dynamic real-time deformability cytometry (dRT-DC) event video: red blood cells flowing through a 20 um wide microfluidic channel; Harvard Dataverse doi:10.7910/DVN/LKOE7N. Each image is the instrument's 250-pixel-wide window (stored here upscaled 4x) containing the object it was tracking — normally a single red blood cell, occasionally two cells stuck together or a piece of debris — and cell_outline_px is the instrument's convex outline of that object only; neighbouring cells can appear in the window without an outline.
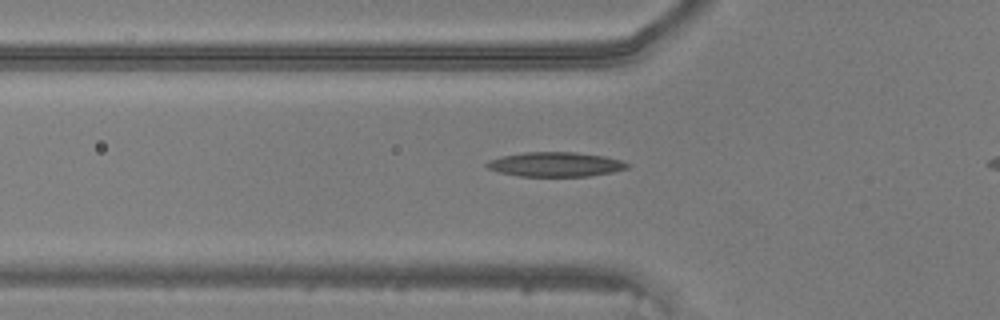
{"species": "common noctule bat (a hibernating species)", "species_latin": "Nyctalus noctula", "temperature_condition": "warm", "stored_images_in_passage": 38, "segment_of_instrument_passage": [1, 2], "camera_frame_rate_fps": 3000, "um_per_image_px": 0.085, "animal": {"sex": "male", "body_mass_g": 20.5, "forearm_length_mm": 52.5}, "frame": {"image": 1, "passage_image": 12, "time_ms": 3.667, "image_size_px": [1000, 320], "cell_outline_px": [[632, 164], [628, 168], [612, 172], [588, 176], [520, 176], [500, 172], [488, 168], [484, 164], [488, 160], [500, 156], [524, 152], [572, 152], [604, 156], [620, 160]], "centroid_in_image_um": [47.21, 13.96], "position_along_channel_um": 78.6, "area_um2": 20.06}}
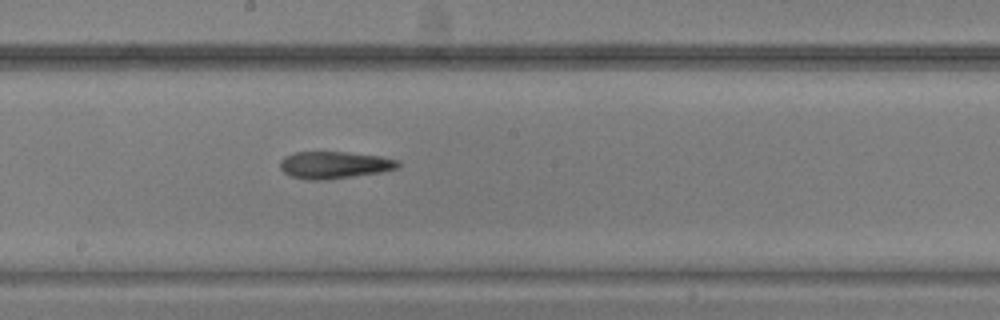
{"frame": {"image": 2, "passage_image": 22, "time_ms": 7.0, "image_size_px": [1000, 320], "cell_outline_px": [[400, 164], [396, 168], [380, 172], [328, 180], [308, 180], [292, 176], [284, 172], [280, 168], [280, 160], [284, 156], [292, 152], [348, 152], [380, 156], [400, 160]], "centroid_in_image_um": [28.4, 14.02], "position_along_channel_um": 219.8, "area_um2": 18.73}}
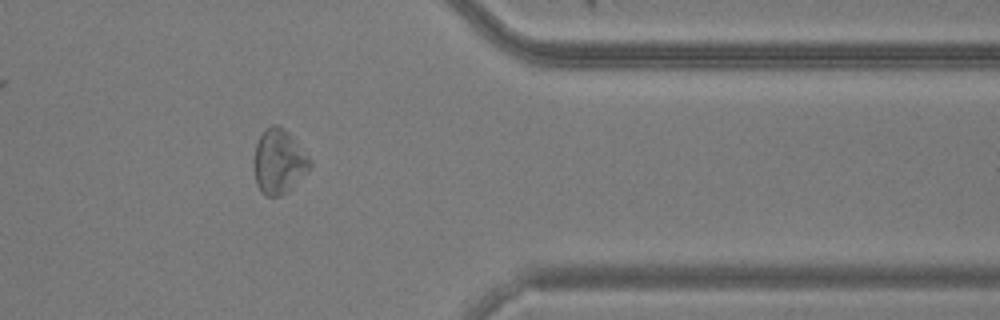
{"frame": {"image": 3, "passage_image": 35, "time_ms": 11.333, "image_size_px": [1000, 320], "cell_outline_px": [[312, 164], [292, 188], [280, 196], [268, 196], [256, 184], [252, 160], [256, 144], [264, 128], [272, 124], [276, 124], [284, 128], [292, 136], [312, 160]], "centroid_in_image_um": [23.68, 13.7], "position_along_channel_um": 387.7, "area_um2": 21.1}}